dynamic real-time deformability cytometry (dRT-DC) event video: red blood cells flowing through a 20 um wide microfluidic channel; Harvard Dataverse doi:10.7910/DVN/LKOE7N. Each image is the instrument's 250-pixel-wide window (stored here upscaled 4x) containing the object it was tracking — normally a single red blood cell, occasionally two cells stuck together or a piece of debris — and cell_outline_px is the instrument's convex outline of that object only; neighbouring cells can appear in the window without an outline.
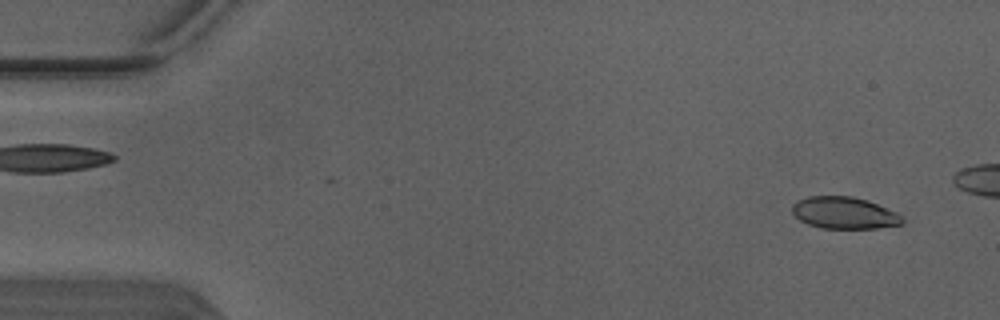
{"species": "Egyptian fruit bat (a non-hibernating species)", "species_latin": "Rousettus aegyptiacus", "temperature_condition": "warm", "stored_images_in_passage": 5, "segment_of_instrument_passage": [2, 2], "camera_frame_rate_fps": 3000, "um_per_image_px": 0.085, "animal": {"sex": "male"}, "frame": {"image": 1, "passage_image": 5, "time_ms": 1.333, "image_size_px": [1000, 320], "cell_outline_px": [[904, 224], [876, 228], [820, 228], [808, 224], [800, 220], [792, 212], [792, 204], [796, 200], [808, 196], [852, 196], [868, 200], [896, 212], [904, 216]], "centroid_in_image_um": [71.77, 18.09], "position_along_channel_um": 13.2, "area_um2": 20.63}}